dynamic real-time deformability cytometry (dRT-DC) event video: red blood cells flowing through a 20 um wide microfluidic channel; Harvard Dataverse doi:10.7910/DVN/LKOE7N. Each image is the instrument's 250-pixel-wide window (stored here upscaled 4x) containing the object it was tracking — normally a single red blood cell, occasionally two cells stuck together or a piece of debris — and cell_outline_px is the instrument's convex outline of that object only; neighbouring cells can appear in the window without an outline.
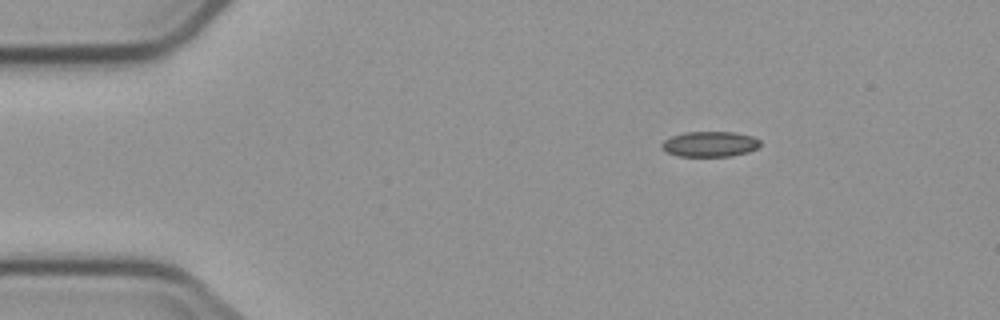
{"species": "common noctule bat (a hibernating species)", "species_latin": "Nyctalus noctula", "temperature_condition": "cold", "stored_images_in_passage": 3, "camera_frame_rate_fps": 3000, "um_per_image_px": 0.085, "animal": {"sex": "male", "body_mass_g": 23.1, "forearm_length_mm": 52.7}, "frame": {"image": 1, "passage_image": 1, "time_ms": 0.0, "image_size_px": [1000, 320], "cell_outline_px": [[760, 144], [756, 148], [748, 152], [732, 156], [676, 156], [660, 148], [660, 144], [664, 140], [672, 136], [684, 132], [736, 132], [752, 136], [760, 140]], "centroid_in_image_um": [60.32, 12.24], "position_along_channel_um": 24.7, "area_um2": 14.62}}
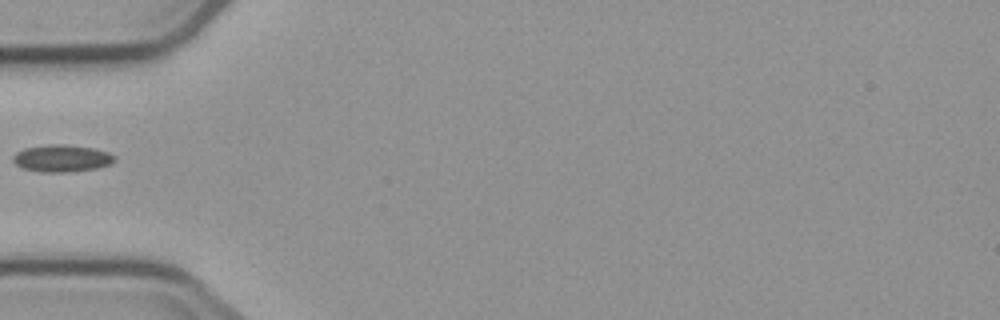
{"frame": {"image": 2, "passage_image": 3, "time_ms": 3.333, "image_size_px": [1000, 320], "cell_outline_px": [[116, 160], [112, 164], [96, 168], [68, 172], [40, 172], [24, 168], [16, 164], [12, 160], [12, 156], [16, 152], [24, 148], [52, 144], [64, 144], [92, 148], [108, 152], [116, 156]], "centroid_in_image_um": [5.27, 13.46], "position_along_channel_um": 79.7, "area_um2": 16.07}}